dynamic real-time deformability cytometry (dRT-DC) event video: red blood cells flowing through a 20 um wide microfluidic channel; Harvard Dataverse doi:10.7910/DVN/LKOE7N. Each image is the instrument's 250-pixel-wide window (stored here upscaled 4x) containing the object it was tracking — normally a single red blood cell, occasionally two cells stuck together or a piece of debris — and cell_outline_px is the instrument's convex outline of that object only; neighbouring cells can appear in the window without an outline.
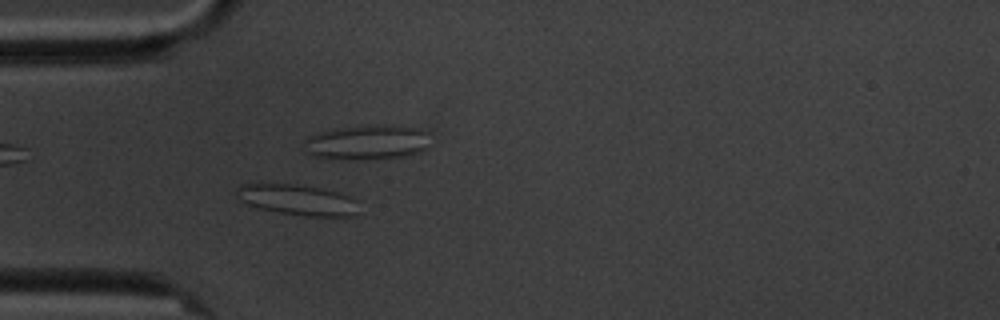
{"species": "common noctule bat (a hibernating species)", "species_latin": "Nyctalus noctula", "temperature_condition": "cold", "stored_images_in_passage": 7, "camera_frame_rate_fps": 3000, "um_per_image_px": 0.085, "animal": {"sex": "male", "body_mass_g": 20.1, "forearm_length_mm": 53.5}, "frame": {"image": 1, "passage_image": 5, "time_ms": 4.667, "image_size_px": [1000, 320], "cell_outline_px": [[356, 216], [308, 216], [280, 212], [256, 208], [240, 200], [236, 196], [236, 188], [240, 184], [292, 184], [320, 188], [336, 192], [348, 196], [356, 200]], "centroid_in_image_um": [25.24, 16.98], "position_along_channel_um": 59.8, "area_um2": 21.56}}
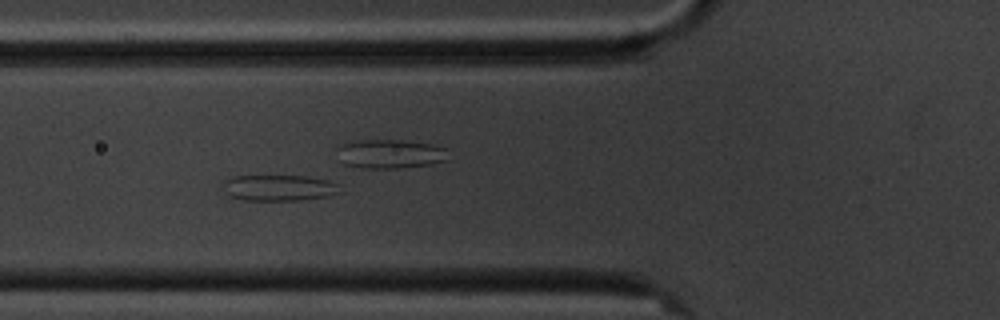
{"frame": {"image": 2, "passage_image": 6, "time_ms": 6.0, "image_size_px": [1000, 320], "cell_outline_px": [[344, 192], [328, 196], [304, 200], [240, 200], [228, 196], [224, 192], [224, 180], [232, 176], [308, 176], [328, 180], [336, 184]], "centroid_in_image_um": [23.71, 15.97], "position_along_channel_um": 102.1, "area_um2": 17.98}}